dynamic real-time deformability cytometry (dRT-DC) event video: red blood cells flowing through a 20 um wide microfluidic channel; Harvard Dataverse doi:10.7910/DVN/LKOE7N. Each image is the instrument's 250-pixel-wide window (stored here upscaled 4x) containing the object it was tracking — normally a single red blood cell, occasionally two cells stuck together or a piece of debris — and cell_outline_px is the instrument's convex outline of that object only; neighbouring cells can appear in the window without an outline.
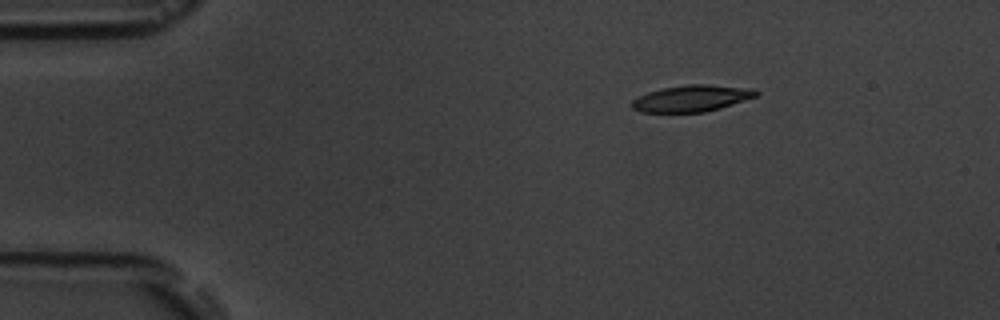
{"species": "common noctule bat (a hibernating species)", "species_latin": "Nyctalus noctula", "temperature_condition": "room temperature", "stored_images_in_passage": 4, "camera_frame_rate_fps": 3000, "um_per_image_px": 0.085, "animal": {"sex": "male", "body_mass_g": 19.5, "forearm_length_mm": 54.6}, "frame": {"image": 1, "passage_image": 1, "time_ms": 0.0, "image_size_px": [1000, 320], "cell_outline_px": [[760, 92], [756, 96], [720, 108], [704, 112], [640, 112], [632, 108], [632, 100], [648, 92], [664, 88], [688, 84], [708, 84], [752, 88]], "centroid_in_image_um": [58.8, 8.36], "position_along_channel_um": 26.2, "area_um2": 19.02}}